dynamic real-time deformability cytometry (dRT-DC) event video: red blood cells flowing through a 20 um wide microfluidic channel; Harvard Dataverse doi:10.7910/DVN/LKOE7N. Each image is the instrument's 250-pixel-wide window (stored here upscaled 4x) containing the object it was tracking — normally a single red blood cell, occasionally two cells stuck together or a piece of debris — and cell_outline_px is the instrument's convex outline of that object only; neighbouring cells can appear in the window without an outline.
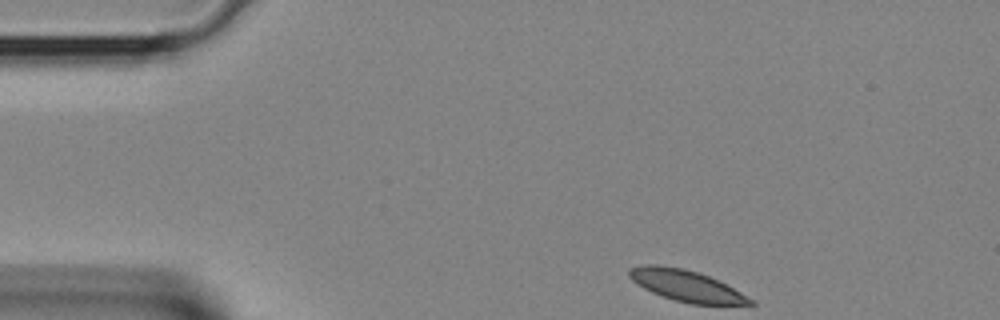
{"species": "Egyptian fruit bat (a non-hibernating species)", "species_latin": "Rousettus aegyptiacus", "temperature_condition": "room temperature", "stored_images_in_passage": 34, "camera_frame_rate_fps": 3000, "um_per_image_px": 0.085, "animal": {"sex": "female"}, "frame": {"image": 1, "passage_image": 1, "time_ms": 0.0, "image_size_px": [1000, 320], "cell_outline_px": [[756, 304], [692, 304], [676, 300], [652, 292], [636, 284], [628, 276], [628, 268], [644, 264], [656, 264], [684, 268], [708, 276], [740, 292], [752, 300]], "centroid_in_image_um": [58.24, 24.26], "position_along_channel_um": 26.8, "area_um2": 21.62}}
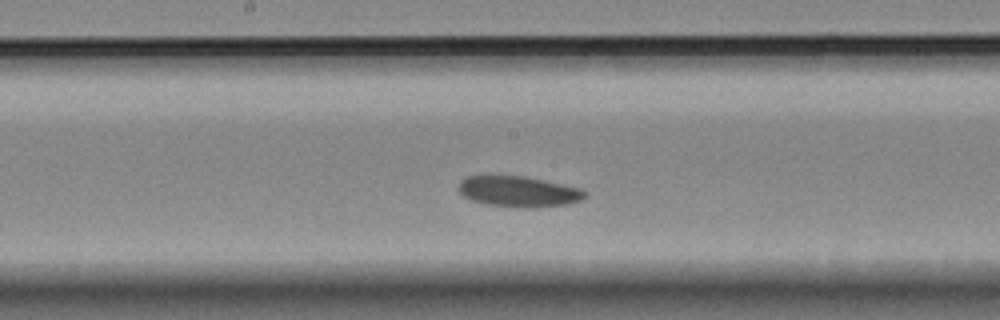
{"frame": {"image": 2, "passage_image": 15, "time_ms": 4.667, "image_size_px": [1000, 320], "cell_outline_px": [[588, 196], [580, 200], [568, 204], [536, 208], [516, 208], [484, 204], [472, 200], [464, 196], [460, 192], [460, 180], [468, 176], [524, 176], [580, 188], [588, 192]], "centroid_in_image_um": [44.12, 16.3], "position_along_channel_um": 204.1, "area_um2": 22.72}}
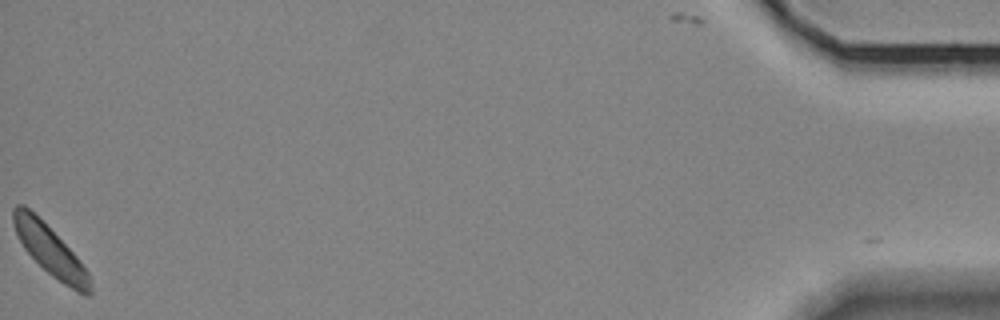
{"frame": {"image": 3, "passage_image": 34, "time_ms": 11.0, "image_size_px": [1000, 320], "cell_outline_px": [[92, 292], [88, 296], [64, 284], [52, 276], [24, 248], [12, 224], [12, 208], [16, 204], [24, 204], [76, 256], [88, 272], [92, 284]], "centroid_in_image_um": [4.25, 21.29], "position_along_channel_um": 431.0, "area_um2": 21.44}}